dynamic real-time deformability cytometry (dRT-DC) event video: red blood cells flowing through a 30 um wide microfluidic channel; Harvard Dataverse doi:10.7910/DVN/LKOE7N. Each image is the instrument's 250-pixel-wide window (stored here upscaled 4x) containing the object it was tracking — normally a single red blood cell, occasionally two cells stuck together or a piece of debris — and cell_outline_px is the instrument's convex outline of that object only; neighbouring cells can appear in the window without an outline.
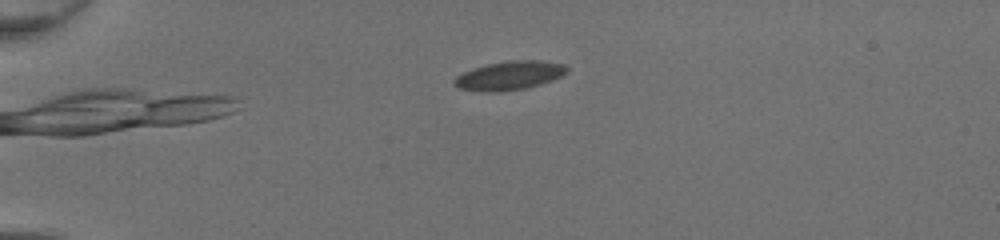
{"species": "common noctule bat (a hibernating species)", "species_latin": "Nyctalus noctula", "temperature_condition": "room temperature", "stored_images_in_passage": 47, "camera_frame_rate_fps": 3000, "um_per_image_px": 0.085, "animal": {"sex": "female", "body_mass_g": 20.0, "forearm_length_mm": 54.0}, "frame": {"image": 1, "passage_image": 7, "time_ms": 2.0, "image_size_px": [1000, 240], "cell_outline_px": [[568, 72], [552, 80], [540, 84], [524, 88], [496, 92], [480, 92], [456, 88], [452, 84], [452, 80], [456, 76], [472, 68], [488, 64], [512, 60], [540, 60], [564, 64], [568, 68]], "centroid_in_image_um": [43.25, 6.43], "position_along_channel_um": 41.8, "area_um2": 19.02}}
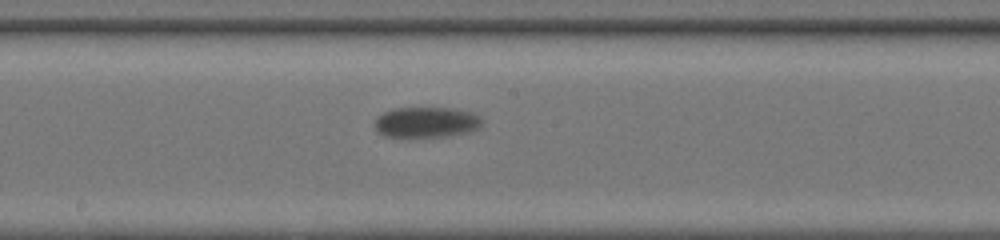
{"frame": {"image": 2, "passage_image": 24, "time_ms": 7.667, "image_size_px": [1000, 240], "cell_outline_px": [[480, 128], [468, 132], [448, 136], [384, 136], [376, 128], [376, 120], [384, 112], [392, 108], [452, 108], [472, 112], [480, 116]], "centroid_in_image_um": [36.28, 10.38], "position_along_channel_um": 211.9, "area_um2": 18.79}}
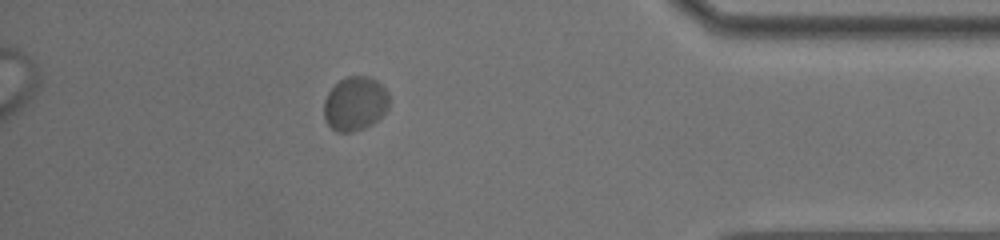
{"frame": {"image": 3, "passage_image": 41, "time_ms": 13.333, "image_size_px": [1000, 240], "cell_outline_px": [[388, 108], [372, 124], [364, 128], [352, 132], [336, 132], [324, 120], [324, 100], [328, 92], [344, 76], [368, 76], [376, 80], [388, 92]], "centroid_in_image_um": [30.16, 8.81], "position_along_channel_um": 405.0, "area_um2": 20.52}, "authors_computed_cell_mechanics": {"area_um2": 19.0162, "velocity_mm_per_s": 3.9456, "shape_relaxation_time_tau1_ms": 1.2956, "shape_relaxation_time_tau2_ms": null, "deformation_change_tau1": 0.0321, "deformation_change_tau2": null}}